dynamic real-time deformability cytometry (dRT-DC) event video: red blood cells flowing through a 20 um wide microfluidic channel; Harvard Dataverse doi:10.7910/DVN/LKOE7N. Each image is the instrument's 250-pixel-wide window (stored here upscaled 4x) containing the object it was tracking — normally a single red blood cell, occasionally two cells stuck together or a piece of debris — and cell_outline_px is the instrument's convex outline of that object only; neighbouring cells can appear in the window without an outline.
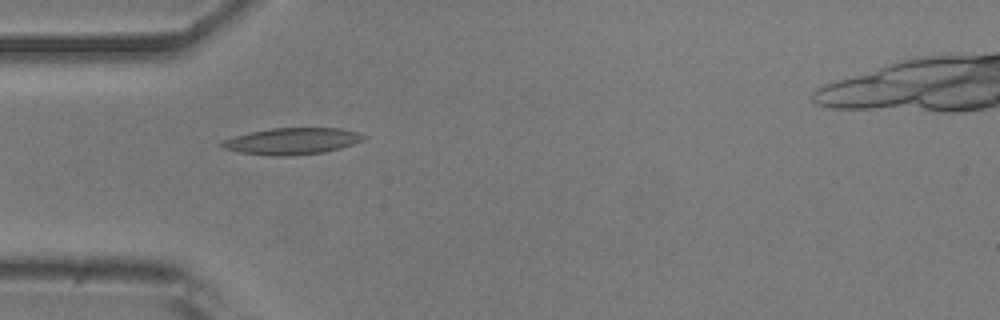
{"species": "common noctule bat (a hibernating species)", "species_latin": "Nyctalus noctula", "temperature_condition": "room temperature", "stored_images_in_passage": 39, "segment_of_instrument_passage": [1, 2], "camera_frame_rate_fps": 3000, "um_per_image_px": 0.085, "animal": {"sex": "male", "body_mass_g": 20.5, "forearm_length_mm": 52.5}, "frame": {"image": 1, "passage_image": 1, "time_ms": 0.0, "image_size_px": [1000, 320], "cell_outline_px": [[368, 136], [364, 140], [340, 148], [324, 152], [288, 156], [268, 156], [240, 152], [224, 148], [216, 144], [224, 140], [236, 136], [252, 132], [272, 128], [340, 128], [360, 132]], "centroid_in_image_um": [24.86, 12.0], "position_along_channel_um": 60.1, "area_um2": 21.96}}
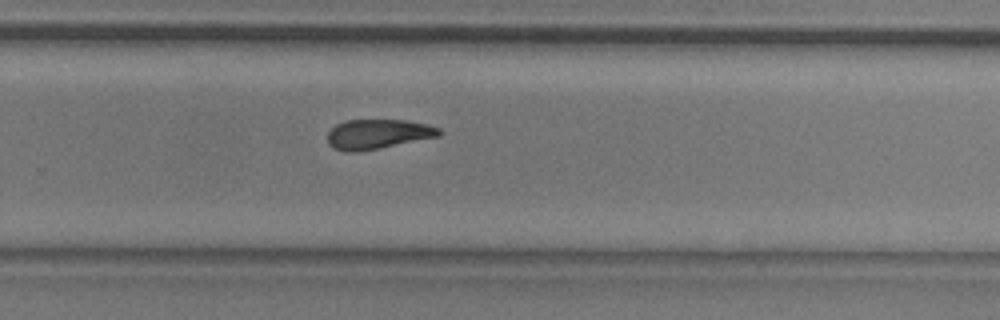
{"frame": {"image": 2, "passage_image": 20, "time_ms": 6.333, "image_size_px": [1000, 320], "cell_outline_px": [[444, 132], [440, 136], [380, 148], [356, 152], [344, 152], [332, 148], [328, 144], [328, 132], [336, 124], [344, 120], [404, 120], [428, 124], [440, 128]], "centroid_in_image_um": [32.12, 11.4], "position_along_channel_um": 297.7, "area_um2": 19.54}}
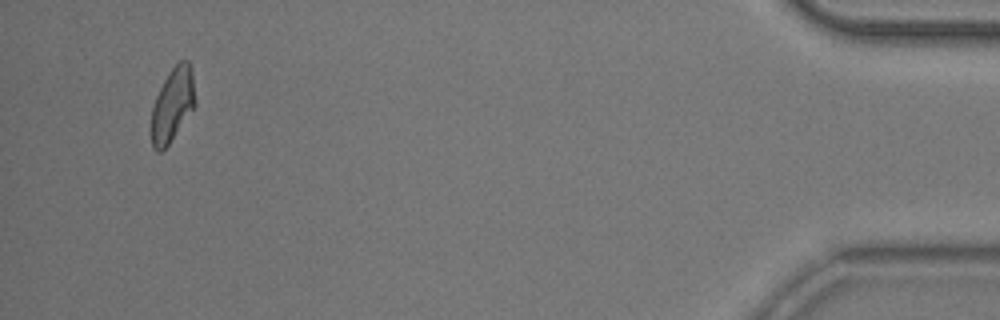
{"frame": {"image": 3, "passage_image": 36, "time_ms": 11.667, "image_size_px": [1000, 320], "cell_outline_px": [[196, 104], [168, 144], [160, 152], [156, 152], [152, 148], [148, 128], [152, 108], [156, 96], [168, 72], [180, 60], [188, 60], [192, 72], [196, 100]], "centroid_in_image_um": [14.61, 8.94], "position_along_channel_um": 420.6, "area_um2": 19.13}}